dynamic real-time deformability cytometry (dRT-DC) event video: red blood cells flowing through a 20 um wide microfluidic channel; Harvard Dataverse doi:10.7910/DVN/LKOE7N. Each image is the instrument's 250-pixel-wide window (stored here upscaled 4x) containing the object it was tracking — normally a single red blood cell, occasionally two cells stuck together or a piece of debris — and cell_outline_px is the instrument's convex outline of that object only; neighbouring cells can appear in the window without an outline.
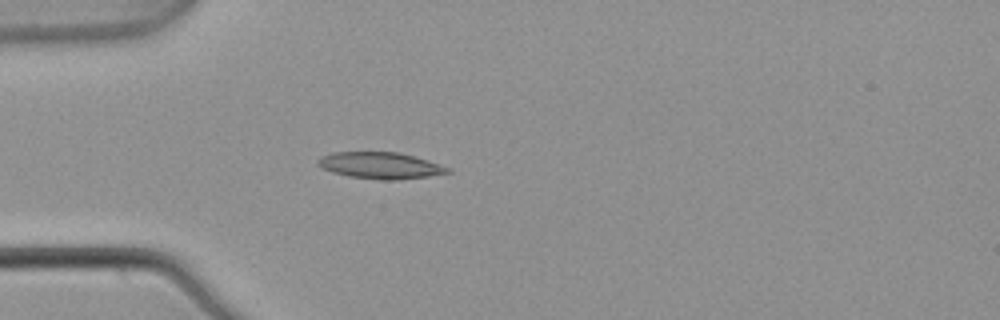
{"species": "common noctule bat (a hibernating species)", "species_latin": "Nyctalus noctula", "temperature_condition": "warm", "stored_images_in_passage": 5, "camera_frame_rate_fps": 3000, "um_per_image_px": 0.085, "animal": {"sex": "male", "body_mass_g": 21.5, "forearm_length_mm": 52.0}, "frame": {"image": 1, "passage_image": 5, "time_ms": 1.333, "image_size_px": [1000, 320], "cell_outline_px": [[452, 172], [428, 176], [396, 180], [380, 180], [348, 176], [332, 172], [316, 164], [316, 160], [320, 156], [332, 152], [400, 152], [428, 160], [448, 168]], "centroid_in_image_um": [32.28, 14.06], "position_along_channel_um": 52.7, "area_um2": 20.06}}